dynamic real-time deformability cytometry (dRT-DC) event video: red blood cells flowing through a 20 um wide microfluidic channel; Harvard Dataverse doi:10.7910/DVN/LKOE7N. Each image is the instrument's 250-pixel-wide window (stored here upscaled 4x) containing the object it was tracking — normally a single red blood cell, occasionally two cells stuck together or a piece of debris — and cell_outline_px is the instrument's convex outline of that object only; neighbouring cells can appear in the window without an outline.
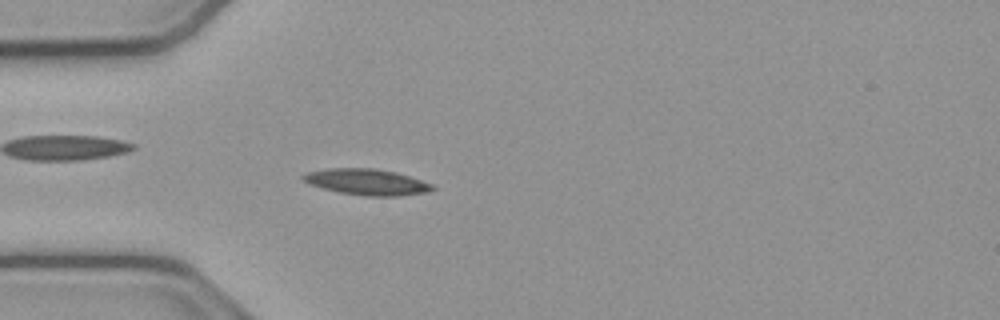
{"species": "common noctule bat (a hibernating species)", "species_latin": "Nyctalus noctula", "temperature_condition": "cold", "stored_images_in_passage": 53, "camera_frame_rate_fps": 3000, "um_per_image_px": 0.085, "animal": {"sex": "male", "body_mass_g": 23.1, "forearm_length_mm": 52.7}, "frame": {"image": 1, "passage_image": 15, "time_ms": 4.667, "image_size_px": [1000, 320], "cell_outline_px": [[436, 188], [428, 192], [400, 196], [364, 196], [340, 192], [308, 184], [300, 176], [308, 172], [328, 168], [372, 168], [396, 172], [436, 184]], "centroid_in_image_um": [31.24, 15.47], "position_along_channel_um": 53.8, "area_um2": 19.77}}
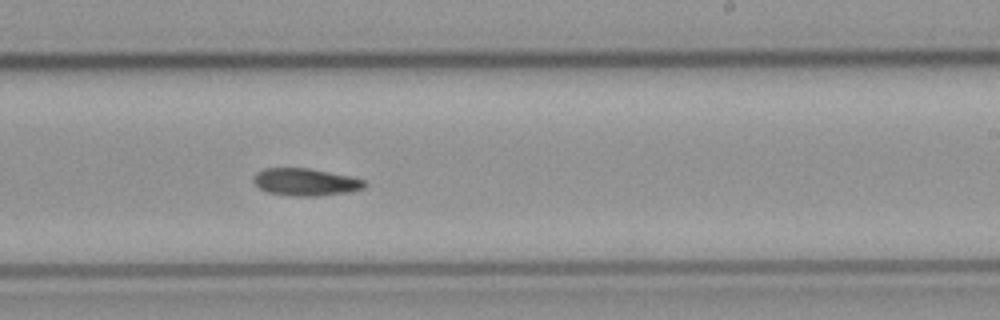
{"frame": {"image": 2, "passage_image": 32, "time_ms": 10.333, "image_size_px": [1000, 320], "cell_outline_px": [[368, 184], [364, 188], [352, 192], [316, 196], [292, 196], [268, 192], [260, 188], [252, 180], [256, 172], [264, 168], [308, 168], [352, 176], [364, 180]], "centroid_in_image_um": [26.01, 15.47], "position_along_channel_um": 263.0, "area_um2": 17.86}}
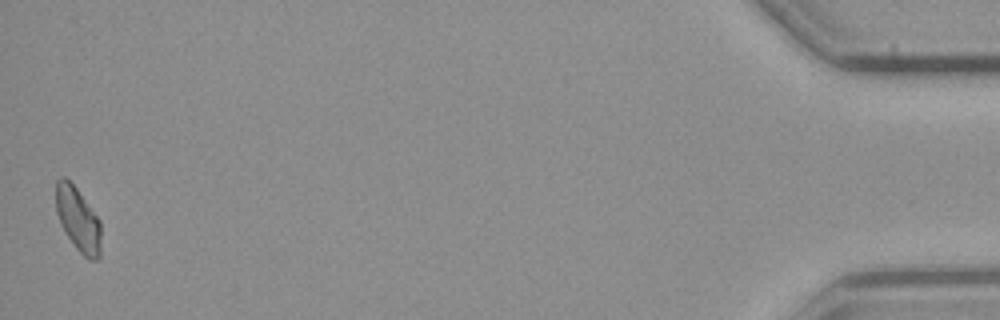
{"frame": {"image": 3, "passage_image": 53, "time_ms": 17.333, "image_size_px": [1000, 320], "cell_outline_px": [[100, 256], [96, 260], [88, 260], [76, 248], [60, 224], [56, 212], [56, 180], [60, 176], [64, 176], [76, 188], [100, 220]], "centroid_in_image_um": [6.62, 18.65], "position_along_channel_um": 428.6, "area_um2": 16.7}}